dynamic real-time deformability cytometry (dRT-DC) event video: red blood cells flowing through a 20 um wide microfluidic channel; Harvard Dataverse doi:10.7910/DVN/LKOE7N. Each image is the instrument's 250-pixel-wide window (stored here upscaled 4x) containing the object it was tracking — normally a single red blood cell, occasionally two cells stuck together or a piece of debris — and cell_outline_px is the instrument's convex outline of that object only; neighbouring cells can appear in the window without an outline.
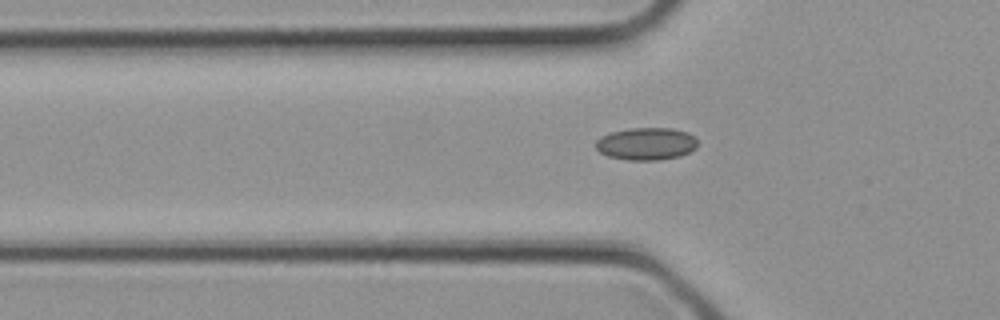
{"species": "common noctule bat (a hibernating species)", "species_latin": "Nyctalus noctula", "temperature_condition": "cold", "stored_images_in_passage": 4, "camera_frame_rate_fps": 3000, "um_per_image_px": 0.085, "animal": {"sex": "female", "body_mass_g": 21.9}, "frame": {"image": 1, "passage_image": 4, "time_ms": 1.0, "image_size_px": [1000, 320], "cell_outline_px": [[696, 148], [680, 156], [660, 160], [628, 160], [608, 156], [600, 152], [596, 148], [596, 140], [600, 136], [612, 132], [628, 128], [672, 128], [688, 132], [696, 140]], "centroid_in_image_um": [54.92, 12.22], "position_along_channel_um": 70.9, "area_um2": 19.25}}